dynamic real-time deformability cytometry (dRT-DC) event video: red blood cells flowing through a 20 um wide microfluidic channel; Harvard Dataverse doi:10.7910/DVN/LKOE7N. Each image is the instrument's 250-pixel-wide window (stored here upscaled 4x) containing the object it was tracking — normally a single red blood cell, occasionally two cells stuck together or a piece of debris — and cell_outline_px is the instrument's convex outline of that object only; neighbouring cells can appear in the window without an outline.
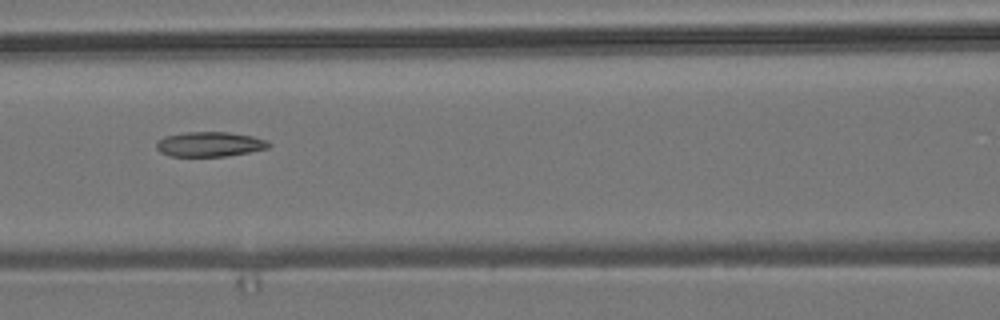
{"species": "common noctule bat (a hibernating species)", "species_latin": "Nyctalus noctula", "temperature_condition": "room temperature", "stored_images_in_passage": 8, "camera_frame_rate_fps": 3000, "um_per_image_px": 0.085, "animal": {"sex": "male", "body_mass_g": 19.2, "forearm_length_mm": 51.8}, "frame": {"image": 1, "passage_image": 6, "time_ms": 6.0, "image_size_px": [1000, 320], "cell_outline_px": [[272, 144], [268, 148], [248, 152], [224, 156], [168, 156], [160, 152], [156, 148], [156, 144], [164, 136], [184, 132], [228, 132], [252, 136], [268, 140]], "centroid_in_image_um": [17.82, 12.25], "position_along_channel_um": 148.8, "area_um2": 16.24}}
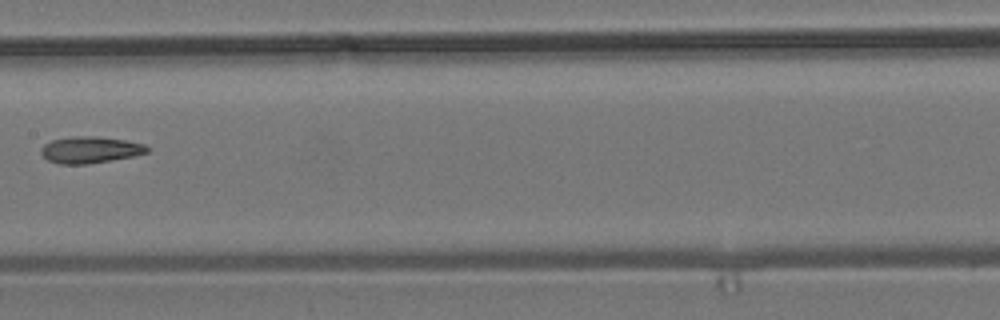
{"frame": {"image": 2, "passage_image": 7, "time_ms": 7.333, "image_size_px": [1000, 320], "cell_outline_px": [[148, 152], [132, 156], [88, 164], [60, 164], [48, 160], [40, 152], [40, 148], [44, 144], [52, 140], [72, 136], [96, 136], [124, 140], [144, 144], [148, 148]], "centroid_in_image_um": [7.62, 12.73], "position_along_channel_um": 199.8, "area_um2": 16.3}}
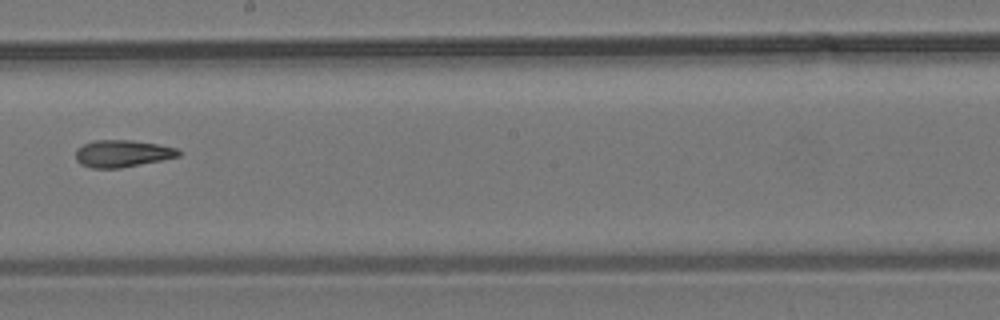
{"frame": {"image": 3, "passage_image": 8, "time_ms": 8.333, "image_size_px": [1000, 320], "cell_outline_px": [[180, 156], [120, 168], [92, 168], [80, 164], [76, 160], [76, 148], [92, 140], [132, 140], [156, 144], [176, 148], [180, 152]], "centroid_in_image_um": [10.35, 13.05], "position_along_channel_um": 237.9, "area_um2": 16.13}}